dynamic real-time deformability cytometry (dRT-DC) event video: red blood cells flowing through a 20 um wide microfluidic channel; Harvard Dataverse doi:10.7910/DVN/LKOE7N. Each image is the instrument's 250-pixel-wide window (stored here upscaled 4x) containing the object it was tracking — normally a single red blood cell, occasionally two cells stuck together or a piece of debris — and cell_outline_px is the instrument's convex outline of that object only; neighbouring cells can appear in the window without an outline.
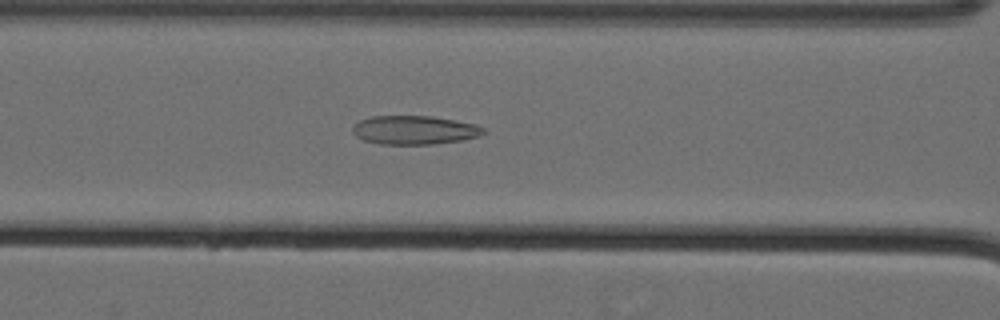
{"species": "Egyptian fruit bat (a non-hibernating species)", "species_latin": "Rousettus aegyptiacus", "temperature_condition": "cold", "stored_images_in_passage": 59, "camera_frame_rate_fps": 3000, "um_per_image_px": 0.085, "animal": {"sex": "female"}, "frame": {"image": 1, "passage_image": 28, "time_ms": 9.0, "image_size_px": [1000, 320], "cell_outline_px": [[484, 132], [480, 136], [460, 140], [432, 144], [380, 144], [364, 140], [356, 136], [352, 132], [352, 128], [360, 120], [372, 116], [432, 116], [456, 120], [476, 124], [484, 128]], "centroid_in_image_um": [35.23, 11.05], "position_along_channel_um": 131.4, "area_um2": 21.85}}
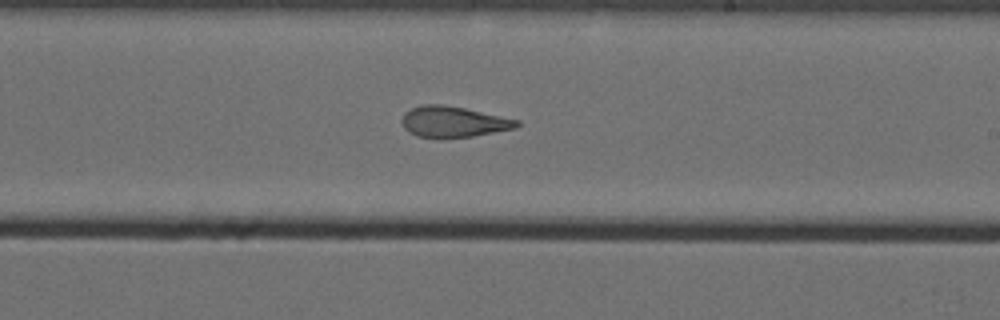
{"frame": {"image": 2, "passage_image": 38, "time_ms": 12.333, "image_size_px": [1000, 320], "cell_outline_px": [[520, 124], [516, 128], [472, 136], [440, 140], [416, 136], [408, 132], [404, 128], [400, 120], [404, 112], [412, 108], [424, 104], [440, 104], [464, 108], [520, 120]], "centroid_in_image_um": [38.48, 10.38], "position_along_channel_um": 250.5, "area_um2": 21.1}}
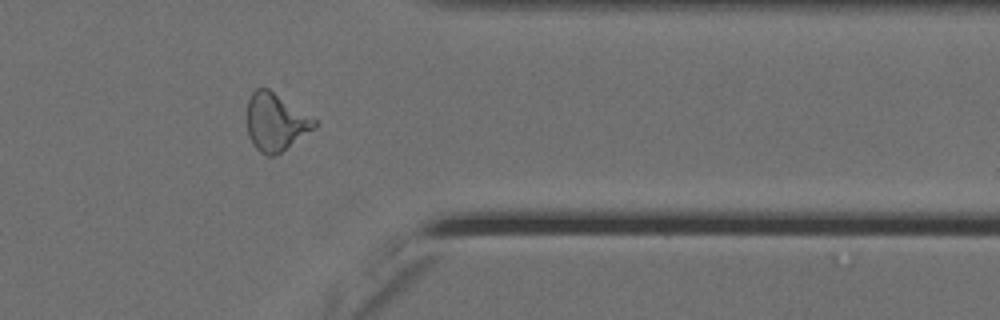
{"frame": {"image": 3, "passage_image": 50, "time_ms": 16.333, "image_size_px": [1000, 320], "cell_outline_px": [[320, 124], [276, 156], [268, 156], [260, 152], [252, 144], [248, 136], [248, 100], [252, 92], [256, 88], [268, 88], [316, 120]], "centroid_in_image_um": [23.42, 10.4], "position_along_channel_um": 388.0, "area_um2": 22.43}, "authors_computed_cell_mechanics": {"area_um2": 23.2934, "velocity_mm_per_s": 3.5842, "shape_relaxation_time_tau1_ms": 10.549, "shape_relaxation_time_tau2_ms": 2.1622, "deformation_change_tau1": 0.2251, "deformation_change_tau2": 0.0962}}